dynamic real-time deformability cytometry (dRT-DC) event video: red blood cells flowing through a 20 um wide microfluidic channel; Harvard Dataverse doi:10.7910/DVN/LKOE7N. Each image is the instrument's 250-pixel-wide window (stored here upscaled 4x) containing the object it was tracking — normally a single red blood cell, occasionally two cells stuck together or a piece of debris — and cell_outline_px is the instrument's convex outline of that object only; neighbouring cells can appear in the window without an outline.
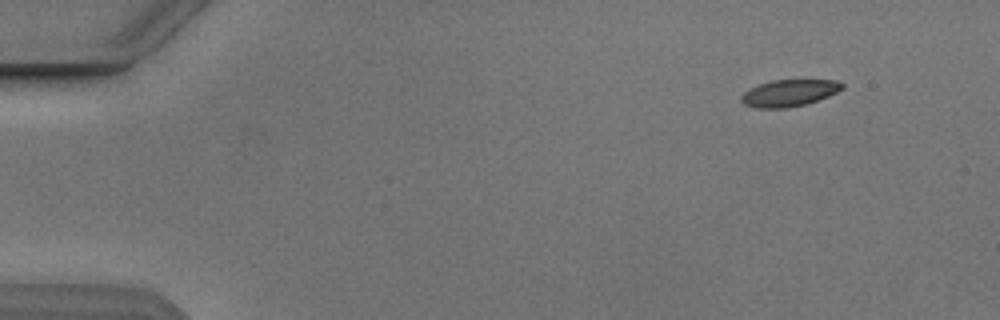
{"species": "Egyptian fruit bat (a non-hibernating species)", "species_latin": "Rousettus aegyptiacus", "temperature_condition": "cold", "stored_images_in_passage": 4, "camera_frame_rate_fps": 3000, "um_per_image_px": 0.085, "animal": {"sex": "male"}, "frame": {"image": 1, "passage_image": 1, "time_ms": 0.0, "image_size_px": [1000, 320], "cell_outline_px": [[844, 88], [828, 96], [804, 104], [784, 108], [756, 108], [744, 104], [740, 100], [740, 96], [748, 88], [772, 80], [836, 80], [844, 84]], "centroid_in_image_um": [67.04, 7.9], "position_along_channel_um": 18.0, "area_um2": 15.66}}
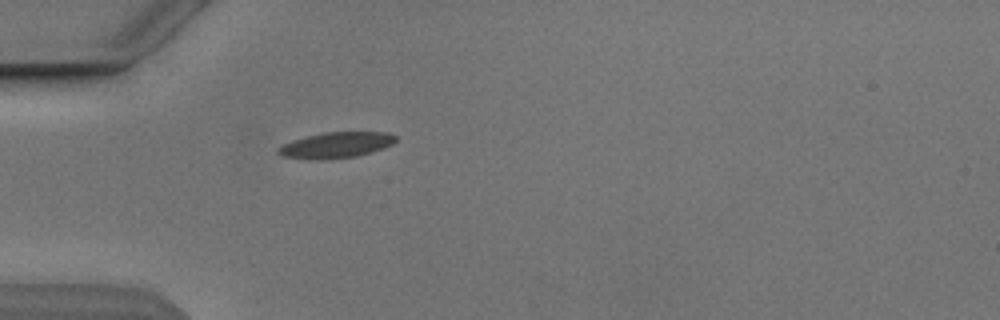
{"frame": {"image": 2, "passage_image": 4, "time_ms": 3.667, "image_size_px": [1000, 320], "cell_outline_px": [[396, 140], [392, 144], [384, 148], [356, 156], [320, 160], [308, 160], [280, 156], [276, 152], [276, 148], [292, 140], [324, 132], [388, 132], [396, 136]], "centroid_in_image_um": [28.52, 12.34], "position_along_channel_um": 56.5, "area_um2": 17.8}}